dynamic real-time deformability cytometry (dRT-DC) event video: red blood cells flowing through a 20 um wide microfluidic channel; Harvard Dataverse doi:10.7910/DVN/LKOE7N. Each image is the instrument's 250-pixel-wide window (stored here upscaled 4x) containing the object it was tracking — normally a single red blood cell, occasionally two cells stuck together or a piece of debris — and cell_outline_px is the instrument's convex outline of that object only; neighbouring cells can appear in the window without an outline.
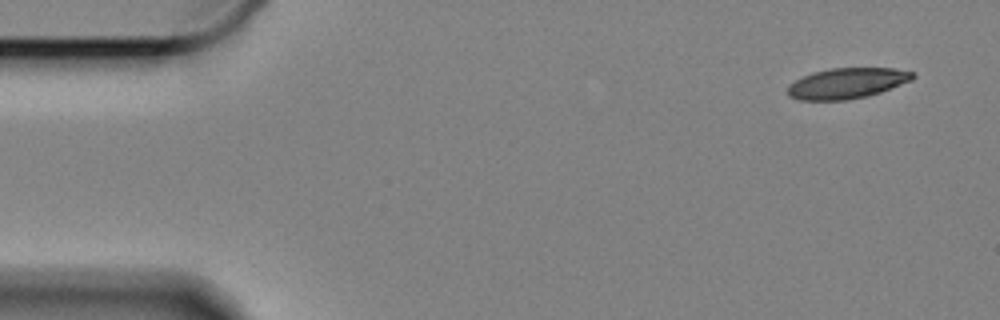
{"species": "Egyptian fruit bat (a non-hibernating species)", "species_latin": "Rousettus aegyptiacus", "temperature_condition": "cold", "stored_images_in_passage": 55, "camera_frame_rate_fps": 3000, "um_per_image_px": 0.085, "animal": {"sex": "female"}, "frame": {"image": 1, "passage_image": 1, "time_ms": 0.0, "image_size_px": [1000, 320], "cell_outline_px": [[916, 76], [912, 80], [880, 92], [868, 96], [848, 100], [800, 100], [788, 96], [788, 84], [812, 72], [828, 68], [892, 68], [916, 72]], "centroid_in_image_um": [72.0, 7.07], "position_along_channel_um": 13.0, "area_um2": 22.43}}
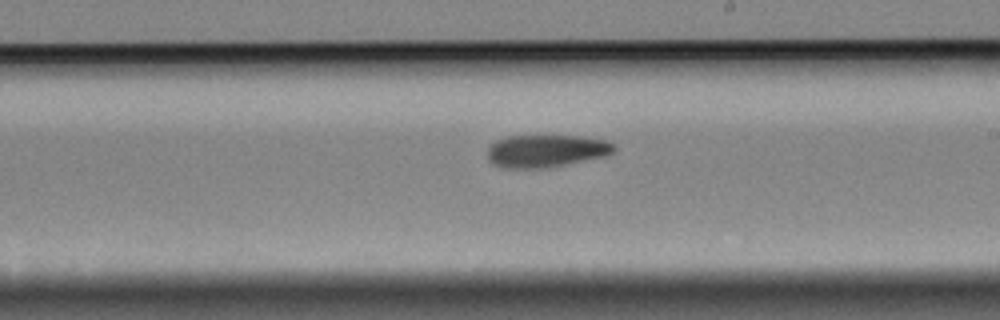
{"frame": {"image": 2, "passage_image": 31, "time_ms": 10.0, "image_size_px": [1000, 320], "cell_outline_px": [[616, 148], [612, 152], [604, 156], [544, 168], [504, 168], [492, 164], [488, 160], [488, 148], [496, 140], [508, 136], [576, 136], [608, 140]], "centroid_in_image_um": [46.37, 12.82], "position_along_channel_um": 242.6, "area_um2": 23.76}}
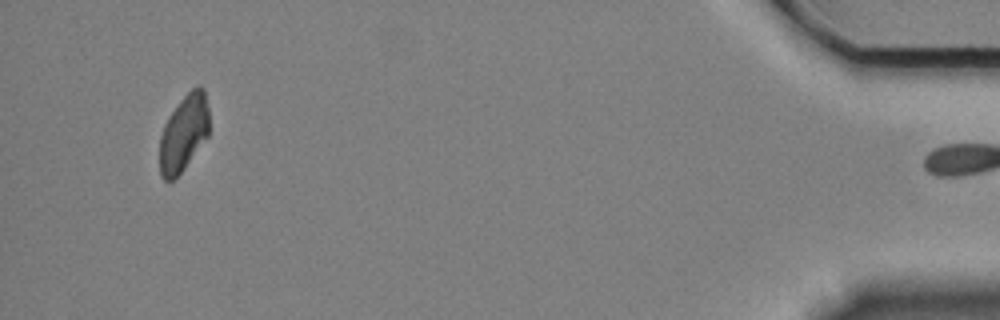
{"frame": {"image": 3, "passage_image": 54, "time_ms": 17.667, "image_size_px": [1000, 320], "cell_outline_px": [[208, 136], [184, 168], [172, 180], [164, 180], [160, 176], [160, 136], [164, 124], [168, 116], [180, 100], [192, 88], [200, 84], [204, 88], [208, 108]], "centroid_in_image_um": [15.61, 11.28], "position_along_channel_um": 419.6, "area_um2": 21.96}}